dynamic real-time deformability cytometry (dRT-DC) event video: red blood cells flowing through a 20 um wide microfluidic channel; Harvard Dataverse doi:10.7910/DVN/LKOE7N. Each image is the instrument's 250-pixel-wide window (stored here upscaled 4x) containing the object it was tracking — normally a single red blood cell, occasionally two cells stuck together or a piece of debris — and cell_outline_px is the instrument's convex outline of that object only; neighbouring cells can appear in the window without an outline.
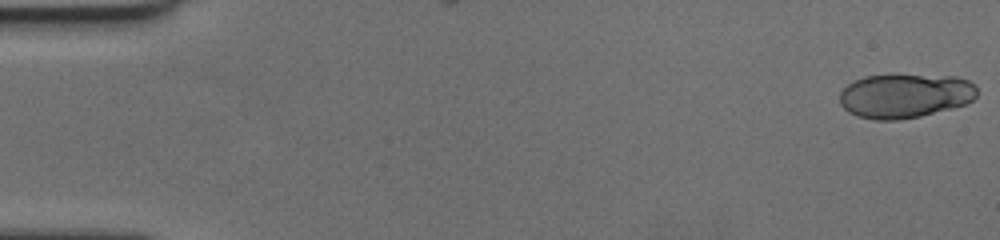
{"species": "human", "species_latin": "Homo sapiens", "temperature_condition": "cold", "stored_images_in_passage": 59, "camera_frame_rate_fps": 3000, "um_per_image_px": 0.085, "donor": {"sex": "female"}, "frame": {"image": 1, "passage_image": 1, "time_ms": 0.0, "image_size_px": [1000, 240], "cell_outline_px": [[976, 96], [968, 104], [920, 116], [896, 120], [876, 120], [856, 116], [848, 112], [840, 104], [840, 92], [848, 84], [864, 76], [956, 76], [968, 80], [976, 84]], "centroid_in_image_um": [76.93, 8.16], "position_along_channel_um": 8.1, "area_um2": 35.26}}
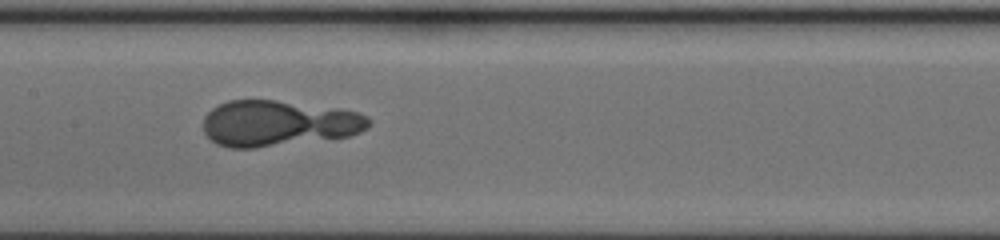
{"frame": {"image": 2, "passage_image": 30, "time_ms": 9.667, "image_size_px": [1000, 240], "cell_outline_px": [[372, 124], [368, 128], [360, 132], [348, 136], [256, 148], [228, 148], [216, 144], [204, 132], [204, 116], [212, 108], [228, 100], [276, 100], [336, 108], [360, 112], [368, 116], [372, 120]], "centroid_in_image_um": [23.68, 10.48], "position_along_channel_um": 183.7, "area_um2": 44.39}}
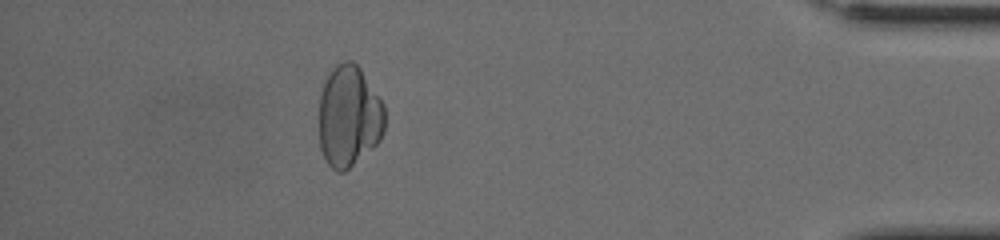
{"frame": {"image": 3, "passage_image": 53, "time_ms": 17.333, "image_size_px": [1000, 240], "cell_outline_px": [[384, 132], [380, 140], [376, 144], [344, 172], [336, 172], [328, 164], [320, 148], [320, 96], [324, 80], [332, 68], [336, 64], [344, 60], [352, 60], [360, 68], [384, 104]], "centroid_in_image_um": [29.66, 9.87], "position_along_channel_um": 405.5, "area_um2": 38.84}}